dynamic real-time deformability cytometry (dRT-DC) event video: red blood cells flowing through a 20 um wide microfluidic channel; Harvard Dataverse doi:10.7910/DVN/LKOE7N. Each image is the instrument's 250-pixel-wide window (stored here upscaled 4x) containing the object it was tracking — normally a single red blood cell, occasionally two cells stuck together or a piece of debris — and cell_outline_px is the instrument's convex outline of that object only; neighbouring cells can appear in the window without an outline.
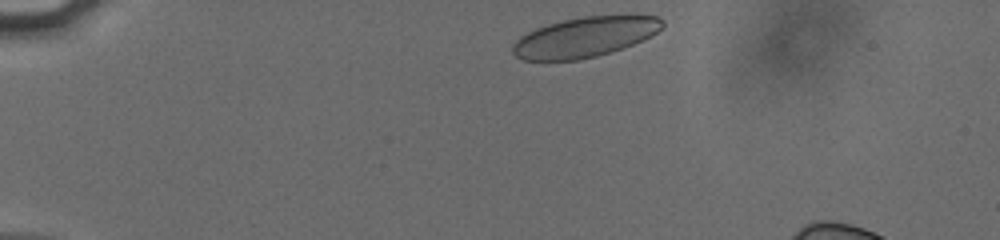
{"species": "human", "species_latin": "Homo sapiens", "temperature_condition": "cold", "stored_images_in_passage": 43, "camera_frame_rate_fps": 3000, "um_per_image_px": 0.085, "donor": {"sex": "male"}, "frame": {"image": 1, "passage_image": 1, "time_ms": 0.0, "image_size_px": [1000, 240], "cell_outline_px": [[664, 24], [656, 32], [632, 44], [596, 56], [576, 60], [520, 60], [512, 52], [512, 48], [516, 40], [520, 36], [536, 28], [560, 20], [580, 16], [628, 12], [636, 12], [656, 16], [664, 20]], "centroid_in_image_um": [49.75, 3.08], "position_along_channel_um": 35.2, "area_um2": 35.66}}
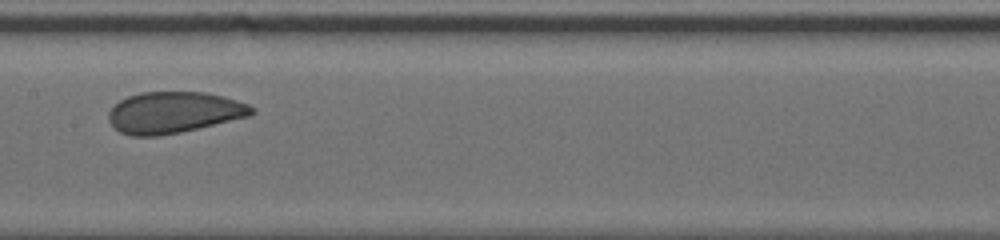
{"frame": {"image": 2, "passage_image": 19, "time_ms": 6.0, "image_size_px": [1000, 240], "cell_outline_px": [[256, 112], [248, 116], [180, 132], [156, 136], [132, 136], [120, 132], [108, 120], [108, 112], [120, 100], [128, 96], [140, 92], [204, 92], [224, 96], [248, 104], [256, 108]], "centroid_in_image_um": [14.77, 9.55], "position_along_channel_um": 192.6, "area_um2": 34.28}}
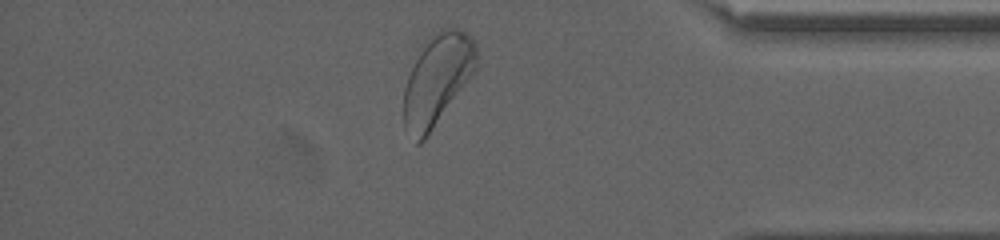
{"frame": {"image": 3, "passage_image": 37, "time_ms": 12.0, "image_size_px": [1000, 240], "cell_outline_px": [[476, 72], [424, 140], [420, 144], [416, 144], [404, 128], [404, 88], [408, 76], [420, 44], [428, 36], [440, 28], [456, 28], [472, 36], [476, 40]], "centroid_in_image_um": [37.16, 6.73], "position_along_channel_um": 398.0, "area_um2": 39.19}}